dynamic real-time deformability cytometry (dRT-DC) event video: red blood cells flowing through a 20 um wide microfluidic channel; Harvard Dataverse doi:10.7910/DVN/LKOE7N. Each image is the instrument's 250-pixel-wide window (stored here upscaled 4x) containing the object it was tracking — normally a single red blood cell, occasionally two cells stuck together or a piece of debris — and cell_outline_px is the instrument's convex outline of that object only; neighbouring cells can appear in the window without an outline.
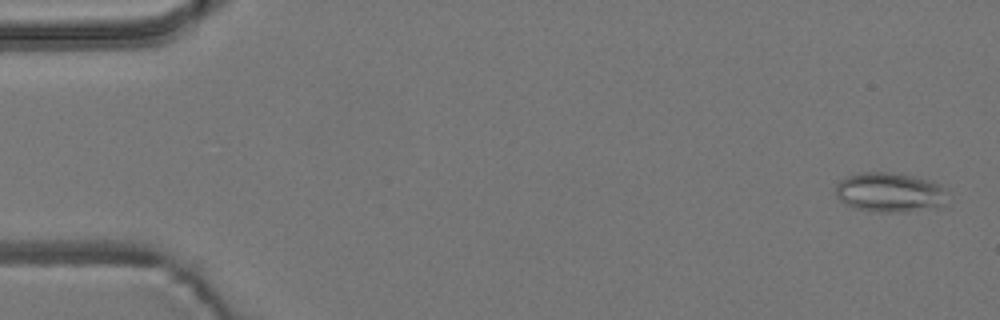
{"species": "common noctule bat (a hibernating species)", "species_latin": "Nyctalus noctula", "temperature_condition": "room temperature", "stored_images_in_passage": 49, "camera_frame_rate_fps": 3000, "um_per_image_px": 0.085, "animal": {"sex": "male", "body_mass_g": 19.2, "forearm_length_mm": 51.8}, "frame": {"image": 1, "passage_image": 2, "time_ms": 0.333, "image_size_px": [1000, 320], "cell_outline_px": [[948, 204], [940, 208], [908, 212], [876, 212], [856, 208], [844, 204], [836, 196], [836, 184], [840, 180], [848, 176], [864, 172], [892, 172], [912, 176], [928, 180], [940, 184], [948, 192]], "centroid_in_image_um": [75.7, 16.38], "position_along_channel_um": 9.3, "area_um2": 26.41}}
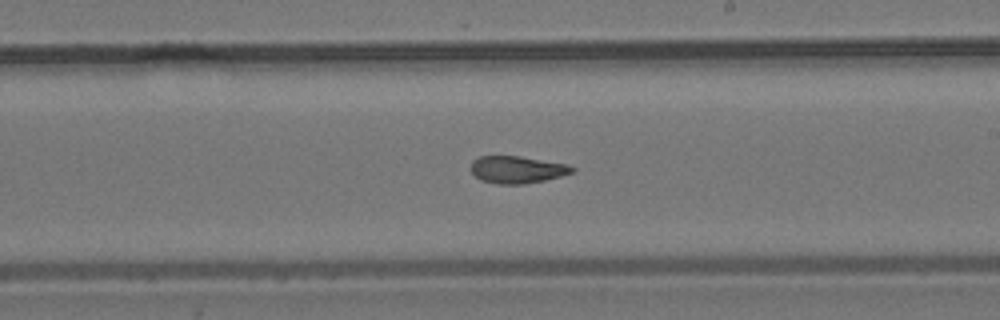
{"frame": {"image": 2, "passage_image": 32, "time_ms": 10.333, "image_size_px": [1000, 320], "cell_outline_px": [[576, 168], [572, 172], [560, 176], [544, 180], [524, 184], [496, 184], [480, 180], [472, 172], [472, 160], [480, 156], [520, 156], [568, 164]], "centroid_in_image_um": [43.95, 14.41], "position_along_channel_um": 245.0, "area_um2": 16.01}}
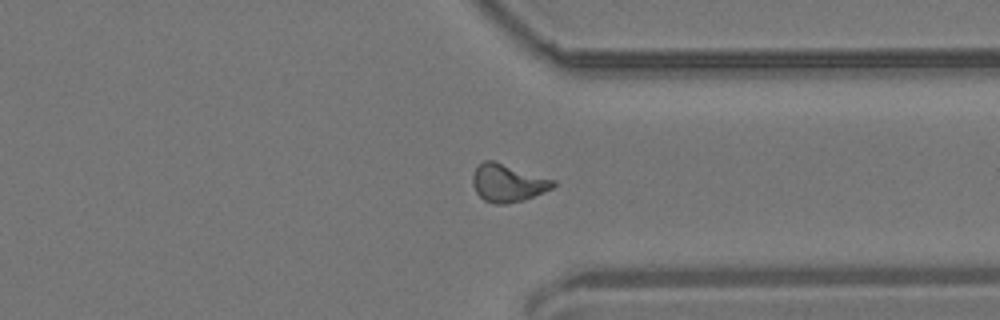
{"frame": {"image": 3, "passage_image": 42, "time_ms": 13.667, "image_size_px": [1000, 320], "cell_outline_px": [[556, 184], [552, 188], [524, 200], [508, 204], [496, 204], [484, 200], [476, 192], [472, 184], [472, 176], [476, 168], [484, 160], [492, 160], [556, 180]], "centroid_in_image_um": [43.16, 15.56], "position_along_channel_um": 368.2, "area_um2": 17.63}, "authors_computed_cell_mechanics": {"area_um2": 17.2244, "velocity_mm_per_s": 3.7293, "shape_relaxation_time_tau1_ms": null, "shape_relaxation_time_tau2_ms": 3.0359, "deformation_change_tau1": null, "deformation_change_tau2": 0.1015}}